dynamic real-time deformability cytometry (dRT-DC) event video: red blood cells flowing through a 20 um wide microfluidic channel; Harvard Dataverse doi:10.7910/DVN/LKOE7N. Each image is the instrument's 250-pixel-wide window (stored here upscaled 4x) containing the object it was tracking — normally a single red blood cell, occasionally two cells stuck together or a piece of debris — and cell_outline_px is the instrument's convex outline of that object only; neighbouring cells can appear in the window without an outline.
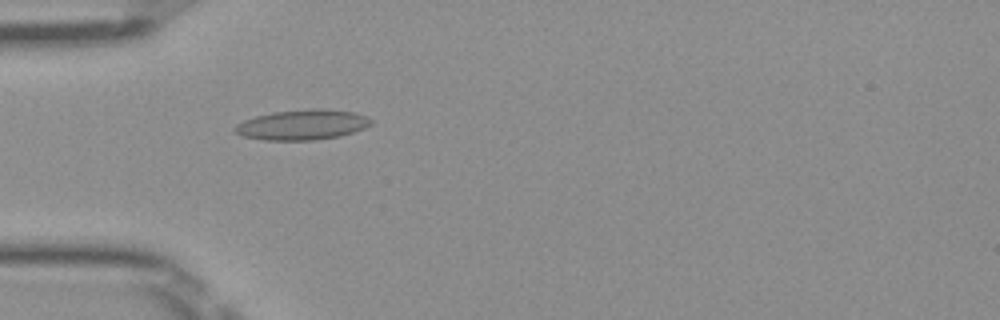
{"species": "Egyptian fruit bat (a non-hibernating species)", "species_latin": "Rousettus aegyptiacus", "temperature_condition": "room temperature", "stored_images_in_passage": 40, "camera_frame_rate_fps": 3000, "um_per_image_px": 0.085, "frame": {"image": 1, "passage_image": 5, "time_ms": 1.333, "image_size_px": [1000, 320], "cell_outline_px": [[372, 124], [364, 128], [340, 136], [316, 140], [264, 140], [244, 136], [236, 132], [232, 128], [236, 124], [244, 120], [256, 116], [272, 112], [312, 108], [324, 108], [356, 112], [368, 116], [372, 120]], "centroid_in_image_um": [25.73, 10.59], "position_along_channel_um": 59.3, "area_um2": 24.16}}
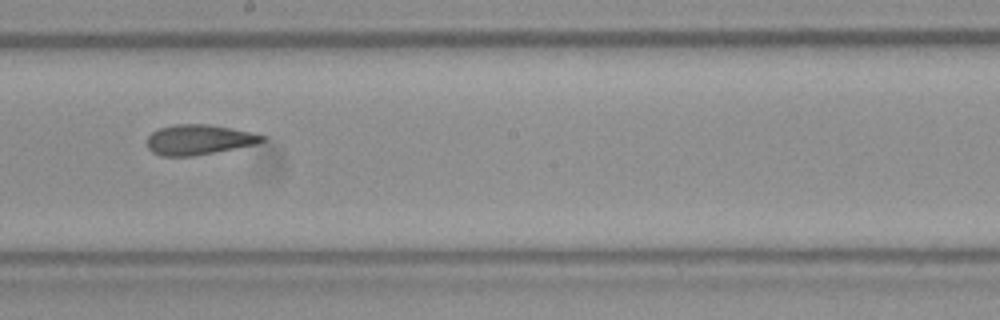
{"frame": {"image": 2, "passage_image": 18, "time_ms": 5.667, "image_size_px": [1000, 320], "cell_outline_px": [[264, 140], [256, 144], [192, 156], [160, 156], [152, 152], [148, 148], [148, 136], [152, 132], [160, 128], [176, 124], [208, 124], [232, 128], [252, 132], [264, 136]], "centroid_in_image_um": [16.88, 11.87], "position_along_channel_um": 231.3, "area_um2": 20.0}}
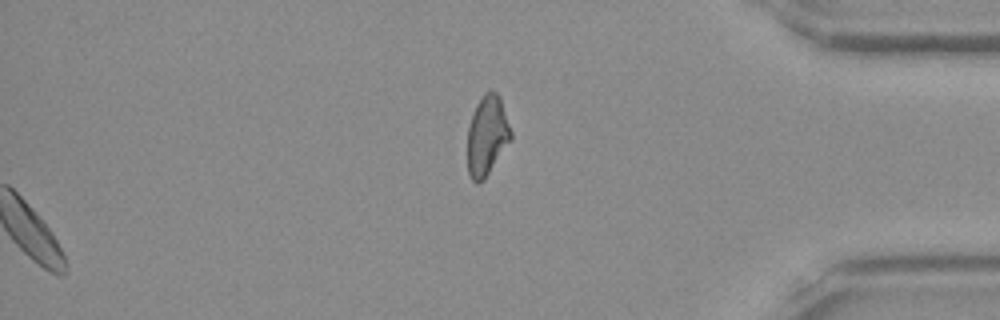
{"frame": {"image": 3, "passage_image": 32, "time_ms": 10.333, "image_size_px": [1000, 320], "cell_outline_px": [[512, 140], [484, 180], [480, 184], [476, 184], [472, 180], [468, 172], [468, 128], [476, 104], [484, 92], [496, 92], [500, 96], [512, 132]], "centroid_in_image_um": [41.42, 11.56], "position_along_channel_um": 393.8, "area_um2": 20.35}, "authors_computed_cell_mechanics": {"area_um2": 20.4901, "velocity_mm_per_s": 4.0339, "shape_relaxation_time_tau1_ms": null, "shape_relaxation_time_tau2_ms": 2.152, "deformation_change_tau1": null, "deformation_change_tau2": 0.1029}}